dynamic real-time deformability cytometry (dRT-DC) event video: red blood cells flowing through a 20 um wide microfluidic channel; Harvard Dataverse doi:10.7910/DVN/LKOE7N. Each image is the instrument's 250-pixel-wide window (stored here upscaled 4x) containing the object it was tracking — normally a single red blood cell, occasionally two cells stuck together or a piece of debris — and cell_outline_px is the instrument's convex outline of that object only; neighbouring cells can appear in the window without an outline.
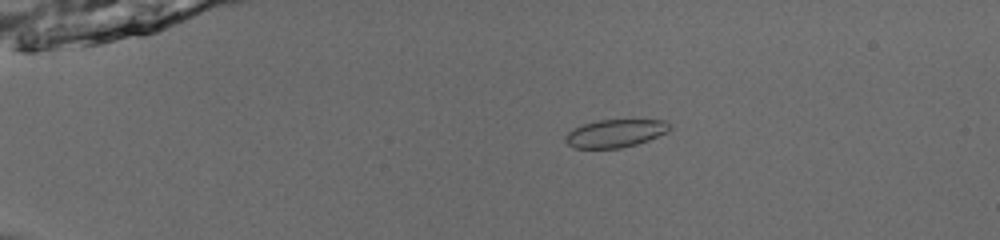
{"species": "common noctule bat (a hibernating species)", "species_latin": "Nyctalus noctula", "temperature_condition": "room temperature", "stored_images_in_passage": 53, "camera_frame_rate_fps": 3000, "um_per_image_px": 0.085, "animal": {"sex": "male", "body_mass_g": 13.0, "forearm_length_mm": 53.1}, "frame": {"image": 1, "passage_image": 13, "time_ms": 4.0, "image_size_px": [1000, 240], "cell_outline_px": [[672, 128], [648, 140], [636, 144], [620, 148], [572, 148], [564, 140], [564, 136], [572, 128], [584, 124], [600, 120], [664, 120]], "centroid_in_image_um": [52.23, 11.34], "position_along_channel_um": 32.8, "area_um2": 16.76}}
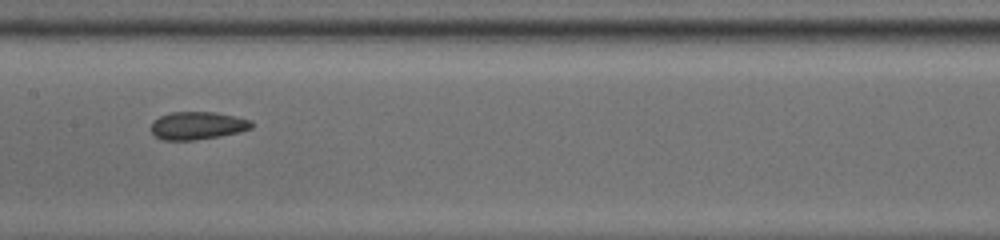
{"frame": {"image": 2, "passage_image": 30, "time_ms": 9.667, "image_size_px": [1000, 240], "cell_outline_px": [[252, 128], [240, 132], [220, 136], [192, 140], [164, 140], [156, 136], [152, 132], [152, 120], [160, 116], [172, 112], [216, 112], [236, 116], [252, 120]], "centroid_in_image_um": [16.81, 10.67], "position_along_channel_um": 190.6, "area_um2": 16.3}}
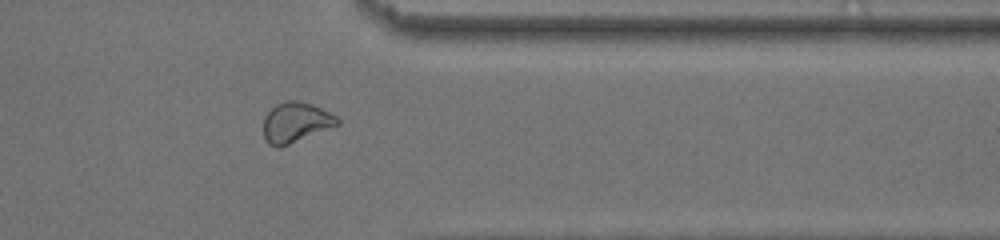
{"frame": {"image": 3, "passage_image": 45, "time_ms": 14.667, "image_size_px": [1000, 240], "cell_outline_px": [[340, 124], [280, 148], [276, 148], [268, 144], [264, 136], [264, 116], [276, 104], [288, 100], [300, 100], [312, 104], [336, 116], [340, 120]], "centroid_in_image_um": [25.13, 10.41], "position_along_channel_um": 386.3, "area_um2": 17.34}, "authors_computed_cell_mechanics": {"area_um2": 17.34, "velocity_mm_per_s": 3.9767, "shape_relaxation_time_tau1_ms": null, "shape_relaxation_time_tau2_ms": 3.0623, "deformation_change_tau1": null, "deformation_change_tau2": 0.0741}}